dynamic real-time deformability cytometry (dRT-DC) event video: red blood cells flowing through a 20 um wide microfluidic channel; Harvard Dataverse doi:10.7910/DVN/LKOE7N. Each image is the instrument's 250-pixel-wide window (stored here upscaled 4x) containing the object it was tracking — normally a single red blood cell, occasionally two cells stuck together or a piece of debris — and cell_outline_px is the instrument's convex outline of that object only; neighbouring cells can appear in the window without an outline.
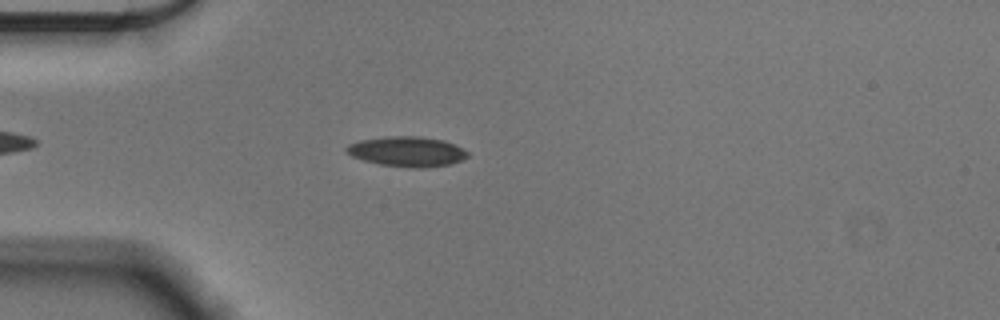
{"species": "Egyptian fruit bat (a non-hibernating species)", "species_latin": "Rousettus aegyptiacus", "temperature_condition": "cold", "stored_images_in_passage": 48, "camera_frame_rate_fps": 3000, "um_per_image_px": 0.085, "animal": {"sex": "male"}, "frame": {"image": 1, "passage_image": 8, "time_ms": 2.333, "image_size_px": [1000, 320], "cell_outline_px": [[468, 156], [460, 160], [448, 164], [424, 168], [408, 168], [380, 164], [364, 160], [352, 156], [344, 148], [348, 144], [360, 140], [388, 136], [420, 136], [444, 140], [456, 144], [468, 152]], "centroid_in_image_um": [34.6, 12.87], "position_along_channel_um": 50.4, "area_um2": 21.21}}
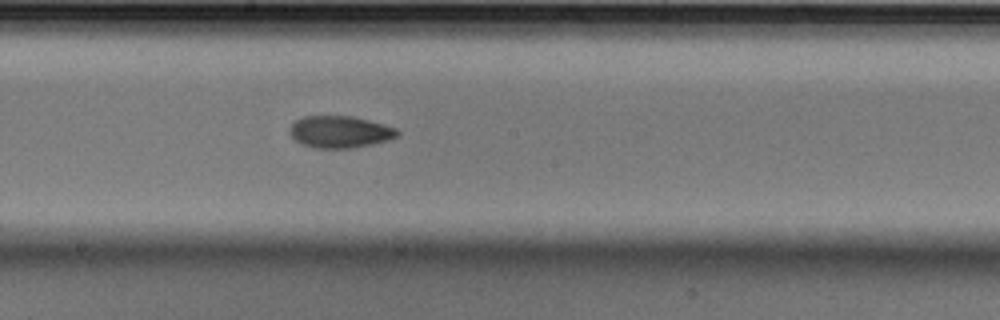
{"frame": {"image": 2, "passage_image": 23, "time_ms": 7.333, "image_size_px": [1000, 320], "cell_outline_px": [[400, 136], [388, 140], [372, 144], [352, 148], [316, 148], [304, 144], [296, 140], [288, 132], [292, 124], [296, 120], [304, 116], [352, 116], [384, 124], [396, 128], [400, 132]], "centroid_in_image_um": [28.93, 11.2], "position_along_channel_um": 219.3, "area_um2": 20.0}}
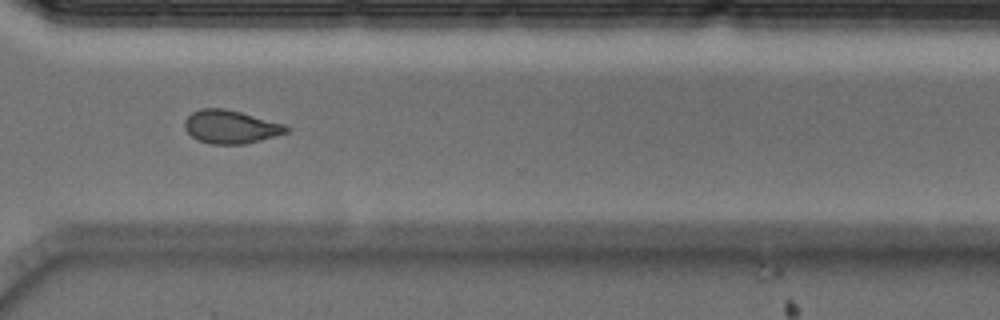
{"frame": {"image": 3, "passage_image": 34, "time_ms": 11.0, "image_size_px": [1000, 320], "cell_outline_px": [[292, 128], [288, 132], [260, 140], [244, 144], [212, 144], [196, 140], [184, 128], [184, 120], [192, 112], [200, 108], [224, 108], [240, 112], [284, 124]], "centroid_in_image_um": [19.59, 10.78], "position_along_channel_um": 351.0, "area_um2": 19.71}, "authors_computed_cell_mechanics": {"area_um2": 19.941, "velocity_mm_per_s": 3.6012, "shape_relaxation_time_tau1_ms": 8.7846, "shape_relaxation_time_tau2_ms": 5.3174, "deformation_change_tau1": 0.1576, "deformation_change_tau2": 0.1077}}